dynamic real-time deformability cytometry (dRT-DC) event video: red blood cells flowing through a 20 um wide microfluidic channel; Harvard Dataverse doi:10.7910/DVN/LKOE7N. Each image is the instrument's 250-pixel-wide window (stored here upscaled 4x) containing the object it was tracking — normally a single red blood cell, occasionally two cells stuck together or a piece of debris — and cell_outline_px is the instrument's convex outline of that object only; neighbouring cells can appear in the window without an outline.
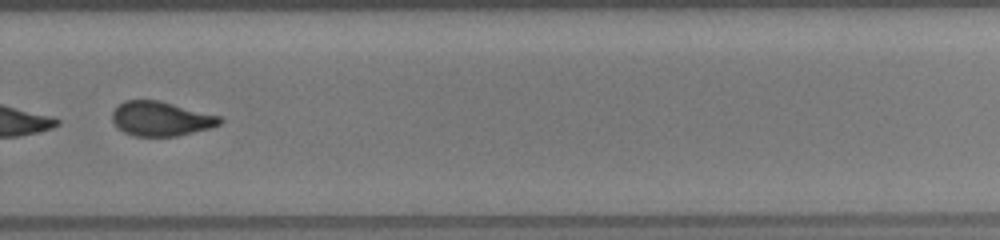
{"species": "common noctule bat (a hibernating species)", "species_latin": "Nyctalus noctula", "temperature_condition": "room temperature", "stored_images_in_passage": 48, "camera_frame_rate_fps": 3000, "um_per_image_px": 0.085, "animal": {"sex": "female", "body_mass_g": 19.5, "forearm_length_mm": 54.1}, "frame": {"image": 1, "passage_image": 35, "time_ms": 11.333, "image_size_px": [1000, 240], "cell_outline_px": [[224, 120], [220, 124], [208, 128], [176, 136], [136, 136], [124, 132], [112, 120], [112, 112], [124, 100], [160, 100], [220, 116]], "centroid_in_image_um": [13.68, 10.08], "position_along_channel_um": 316.1, "area_um2": 21.39}}